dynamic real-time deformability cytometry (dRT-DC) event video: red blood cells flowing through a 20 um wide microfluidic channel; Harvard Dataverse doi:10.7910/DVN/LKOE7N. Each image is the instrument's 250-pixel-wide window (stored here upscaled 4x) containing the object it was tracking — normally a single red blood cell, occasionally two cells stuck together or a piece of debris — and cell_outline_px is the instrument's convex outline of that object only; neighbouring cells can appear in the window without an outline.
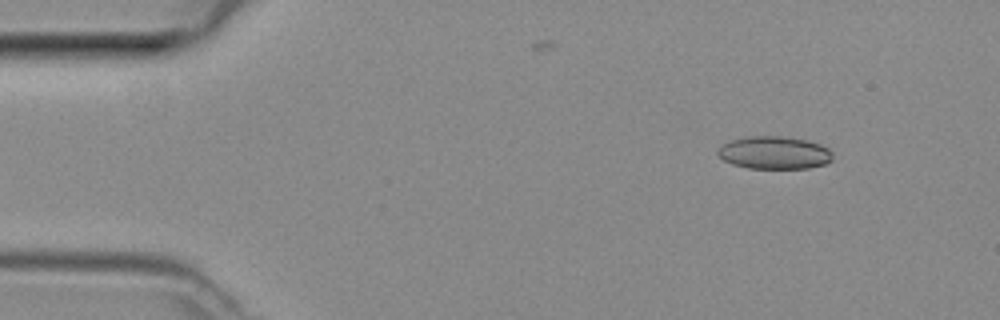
{"species": "common noctule bat (a hibernating species)", "species_latin": "Nyctalus noctula", "temperature_condition": "room temperature", "stored_images_in_passage": 37, "camera_frame_rate_fps": 3000, "um_per_image_px": 0.085, "animal": {"sex": "female", "body_mass_g": 29.2, "forearm_length_mm": 56.3}, "frame": {"image": 1, "passage_image": 1, "time_ms": 0.0, "image_size_px": [1000, 320], "cell_outline_px": [[832, 160], [824, 164], [808, 168], [748, 168], [732, 164], [724, 160], [716, 152], [720, 144], [732, 140], [748, 136], [784, 136], [808, 140], [820, 144], [828, 148], [832, 152]], "centroid_in_image_um": [65.81, 12.97], "position_along_channel_um": 19.2, "area_um2": 22.02}}
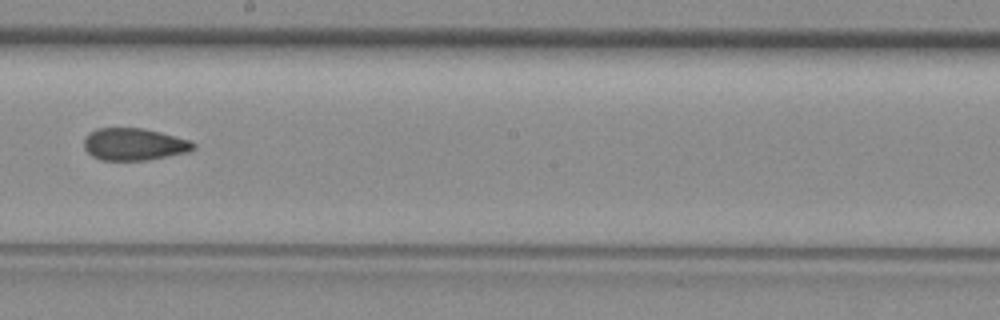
{"frame": {"image": 2, "passage_image": 22, "time_ms": 7.0, "image_size_px": [1000, 320], "cell_outline_px": [[196, 148], [188, 152], [144, 160], [100, 160], [92, 156], [84, 148], [84, 136], [88, 132], [96, 128], [144, 128], [188, 140], [196, 144]], "centroid_in_image_um": [11.34, 12.26], "position_along_channel_um": 236.9, "area_um2": 20.46}}
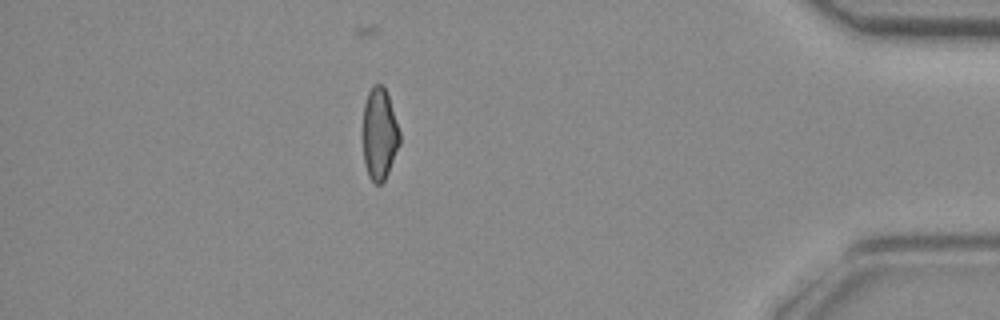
{"frame": {"image": 3, "passage_image": 37, "time_ms": 12.0, "image_size_px": [1000, 320], "cell_outline_px": [[400, 144], [388, 172], [384, 180], [380, 184], [376, 184], [368, 176], [364, 164], [364, 104], [368, 92], [372, 84], [380, 84], [384, 88], [388, 96], [400, 132]], "centroid_in_image_um": [32.26, 11.39], "position_along_channel_um": 402.9, "area_um2": 19.42}}